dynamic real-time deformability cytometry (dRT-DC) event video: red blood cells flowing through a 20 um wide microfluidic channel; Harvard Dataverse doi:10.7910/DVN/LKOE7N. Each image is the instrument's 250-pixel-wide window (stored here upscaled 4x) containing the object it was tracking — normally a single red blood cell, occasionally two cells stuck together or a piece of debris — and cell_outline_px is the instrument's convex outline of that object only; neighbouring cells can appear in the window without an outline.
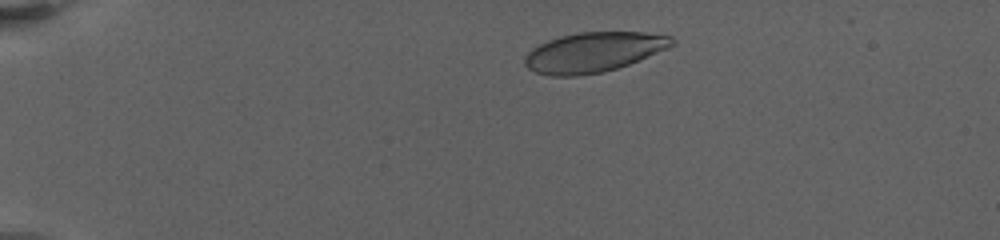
{"species": "human", "species_latin": "Homo sapiens", "temperature_condition": "warm", "stored_images_in_passage": 41, "camera_frame_rate_fps": 3000, "um_per_image_px": 0.085, "donor": {"sex": "female"}, "frame": {"image": 1, "passage_image": 5, "time_ms": 2.0, "image_size_px": [1000, 240], "cell_outline_px": [[676, 44], [668, 48], [628, 64], [604, 72], [576, 76], [552, 76], [536, 72], [528, 68], [524, 64], [524, 56], [532, 48], [548, 40], [560, 36], [576, 32], [644, 32], [672, 36], [676, 40]], "centroid_in_image_um": [50.45, 4.43], "position_along_channel_um": 34.5, "area_um2": 34.28}}
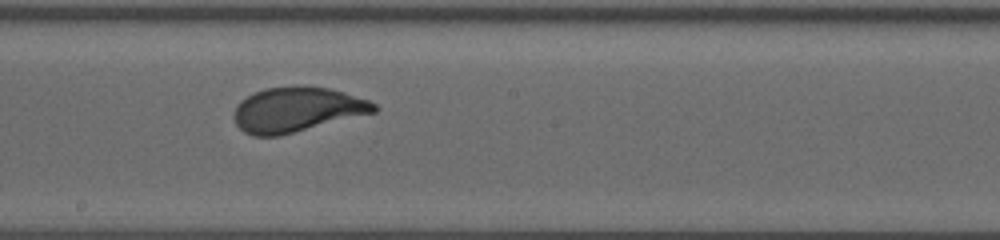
{"frame": {"image": 2, "passage_image": 27, "time_ms": 10.333, "image_size_px": [1000, 240], "cell_outline_px": [[380, 108], [376, 112], [280, 136], [252, 136], [244, 132], [236, 124], [232, 116], [236, 104], [240, 100], [264, 88], [304, 84], [328, 88], [344, 92], [368, 100], [376, 104]], "centroid_in_image_um": [25.22, 9.3], "position_along_channel_um": 223.0, "area_um2": 37.11}}
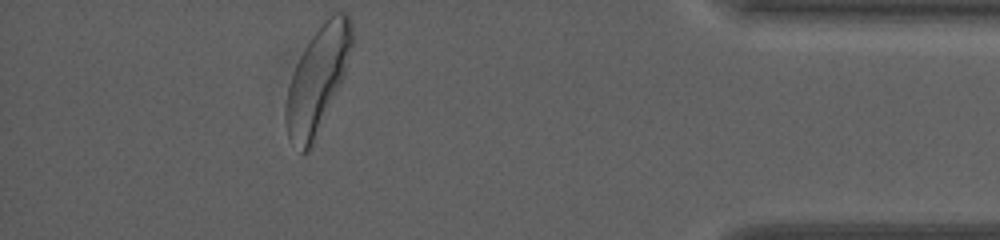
{"frame": {"image": 3, "passage_image": 41, "time_ms": 17.333, "image_size_px": [1000, 240], "cell_outline_px": [[352, 48], [344, 76], [312, 144], [308, 152], [300, 152], [288, 136], [284, 116], [284, 112], [288, 88], [296, 64], [304, 48], [312, 36], [324, 20], [332, 12], [344, 12], [348, 16], [352, 28]], "centroid_in_image_um": [26.98, 6.74], "position_along_channel_um": 408.2, "area_um2": 39.82}, "authors_computed_cell_mechanics": {"area_um2": 36.414, "velocity_mm_per_s": 3.1844, "shape_relaxation_time_tau1_ms": 4.1214, "shape_relaxation_time_tau2_ms": null, "deformation_change_tau1": 0.1824, "deformation_change_tau2": null}}